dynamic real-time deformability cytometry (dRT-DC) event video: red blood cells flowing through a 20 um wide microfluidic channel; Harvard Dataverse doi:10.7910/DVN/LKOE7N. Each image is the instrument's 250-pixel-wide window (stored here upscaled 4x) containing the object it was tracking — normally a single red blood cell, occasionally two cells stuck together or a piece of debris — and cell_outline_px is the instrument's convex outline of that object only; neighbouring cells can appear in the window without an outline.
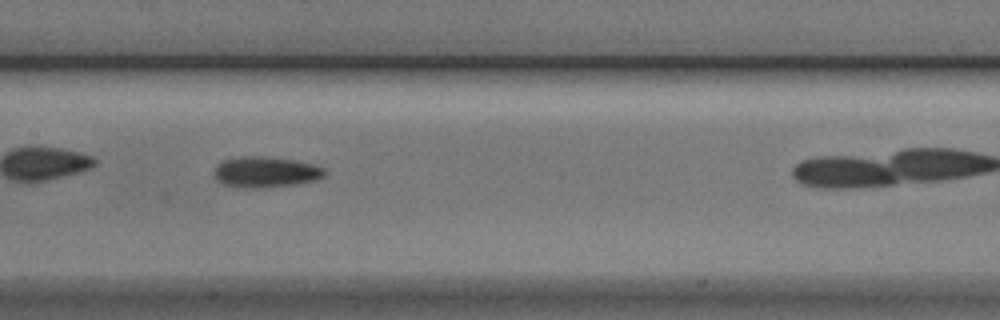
{"species": "Egyptian fruit bat (a non-hibernating species)", "species_latin": "Rousettus aegyptiacus", "temperature_condition": "cold", "stored_images_in_passage": 31, "camera_frame_rate_fps": 3000, "um_per_image_px": 0.085, "animal": {"sex": "male"}, "frame": {"image": 1, "passage_image": 14, "time_ms": 4.333, "image_size_px": [1000, 320], "cell_outline_px": [[324, 176], [316, 180], [296, 184], [260, 188], [236, 188], [224, 184], [216, 180], [216, 168], [224, 160], [244, 156], [264, 156], [296, 160], [312, 164], [324, 168]], "centroid_in_image_um": [22.6, 14.63], "position_along_channel_um": 184.8, "area_um2": 19.71}}